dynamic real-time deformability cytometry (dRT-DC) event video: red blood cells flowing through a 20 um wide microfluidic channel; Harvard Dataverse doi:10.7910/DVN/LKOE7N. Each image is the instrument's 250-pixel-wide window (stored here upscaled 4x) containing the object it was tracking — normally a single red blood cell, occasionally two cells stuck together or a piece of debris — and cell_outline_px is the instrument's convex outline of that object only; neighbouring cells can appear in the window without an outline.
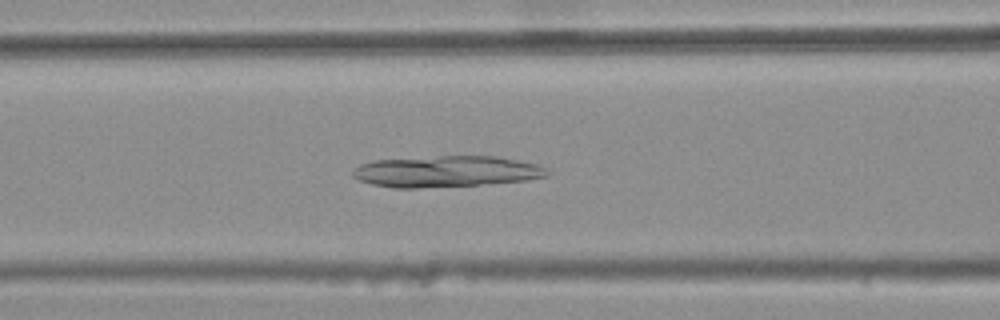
{"species": "common noctule bat (a hibernating species)", "species_latin": "Nyctalus noctula", "temperature_condition": "warm", "stored_images_in_passage": 45, "camera_frame_rate_fps": 3000, "um_per_image_px": 0.085, "animal": {"sex": "female", "body_mass_g": 25.1}, "frame": {"image": 1, "passage_image": 21, "time_ms": 6.667, "image_size_px": [1000, 320], "cell_outline_px": [[548, 176], [528, 180], [480, 184], [416, 188], [396, 188], [372, 184], [360, 180], [352, 176], [352, 168], [360, 164], [372, 160], [440, 156], [496, 156], [536, 164], [544, 168], [548, 172]], "centroid_in_image_um": [37.88, 14.57], "position_along_channel_um": 128.7, "area_um2": 35.2}}
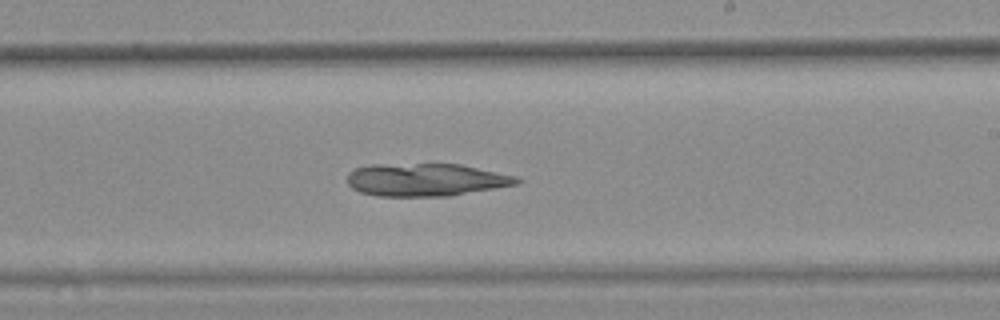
{"frame": {"image": 2, "passage_image": 31, "time_ms": 10.0, "image_size_px": [1000, 320], "cell_outline_px": [[524, 180], [520, 184], [448, 196], [376, 196], [360, 192], [352, 188], [348, 184], [348, 172], [352, 168], [372, 164], [460, 164], [516, 176]], "centroid_in_image_um": [36.19, 15.28], "position_along_channel_um": 252.8, "area_um2": 32.6}}
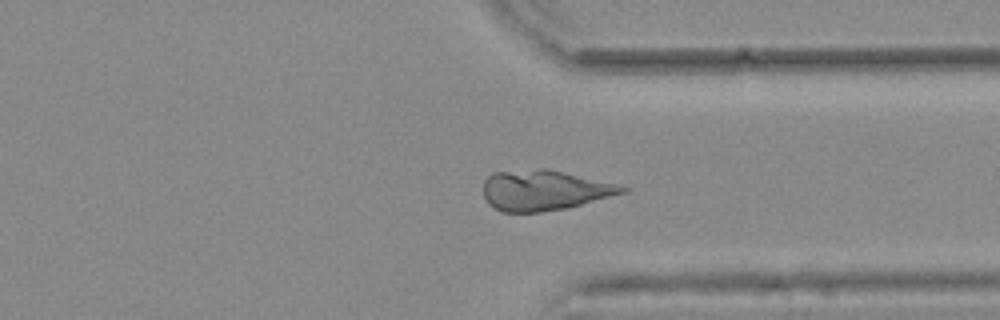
{"frame": {"image": 3, "passage_image": 40, "time_ms": 13.0, "image_size_px": [1000, 320], "cell_outline_px": [[628, 192], [568, 208], [540, 212], [504, 212], [492, 208], [488, 204], [484, 196], [484, 180], [492, 172], [540, 168], [544, 168], [616, 184], [628, 188]], "centroid_in_image_um": [46.23, 16.18], "position_along_channel_um": 365.2, "area_um2": 32.6}}